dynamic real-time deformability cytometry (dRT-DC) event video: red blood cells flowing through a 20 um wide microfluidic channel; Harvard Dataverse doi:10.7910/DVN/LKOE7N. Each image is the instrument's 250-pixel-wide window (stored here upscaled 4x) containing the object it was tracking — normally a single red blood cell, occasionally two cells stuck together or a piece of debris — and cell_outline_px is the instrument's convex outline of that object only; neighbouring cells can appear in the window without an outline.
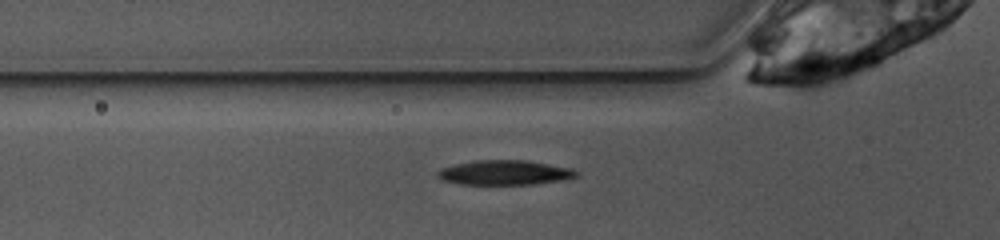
{"species": "common noctule bat (a hibernating species)", "species_latin": "Nyctalus noctula", "temperature_condition": "warm", "stored_images_in_passage": 38, "camera_frame_rate_fps": 3000, "um_per_image_px": 0.085, "animal": {"sex": "female", "body_mass_g": 10.0, "forearm_length_mm": 53.1}, "frame": {"image": 1, "passage_image": 3, "time_ms": 0.667, "image_size_px": [1000, 240], "cell_outline_px": [[580, 172], [576, 176], [564, 180], [532, 184], [460, 184], [440, 180], [436, 176], [436, 172], [440, 168], [456, 164], [476, 160], [528, 160], [572, 168]], "centroid_in_image_um": [42.88, 14.67], "position_along_channel_um": 82.9, "area_um2": 20.11}}
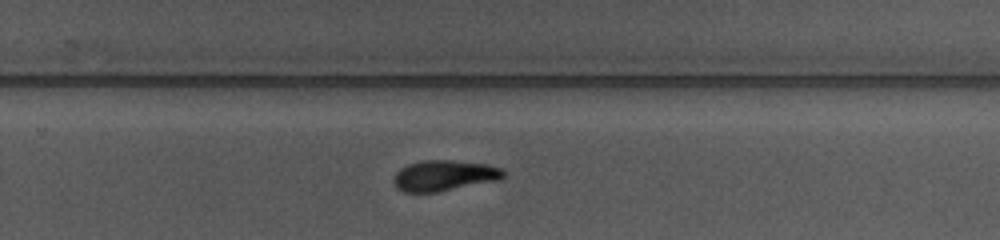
{"frame": {"image": 2, "passage_image": 19, "time_ms": 6.0, "image_size_px": [1000, 240], "cell_outline_px": [[504, 176], [500, 180], [436, 192], [404, 192], [396, 188], [392, 180], [396, 172], [400, 168], [408, 164], [420, 160], [452, 160], [488, 164], [500, 168], [504, 172]], "centroid_in_image_um": [37.73, 14.92], "position_along_channel_um": 292.1, "area_um2": 19.77}}
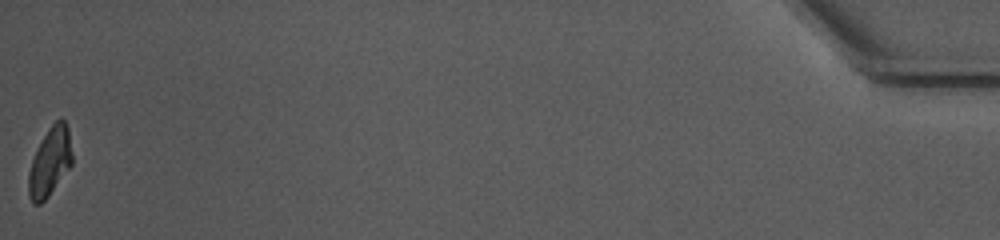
{"frame": {"image": 3, "passage_image": 38, "time_ms": 12.333, "image_size_px": [1000, 240], "cell_outline_px": [[72, 164], [48, 196], [40, 204], [32, 204], [28, 196], [28, 172], [32, 160], [48, 128], [60, 116], [64, 120], [68, 128], [72, 152]], "centroid_in_image_um": [4.24, 13.76], "position_along_channel_um": 431.0, "area_um2": 17.28}, "authors_computed_cell_mechanics": {"area_um2": 19.7965, "velocity_mm_per_s": 3.9094, "shape_relaxation_time_tau1_ms": 4.0077, "shape_relaxation_time_tau2_ms": 7.1125, "deformation_change_tau1": 0.1691, "deformation_change_tau2": 0.1326}}